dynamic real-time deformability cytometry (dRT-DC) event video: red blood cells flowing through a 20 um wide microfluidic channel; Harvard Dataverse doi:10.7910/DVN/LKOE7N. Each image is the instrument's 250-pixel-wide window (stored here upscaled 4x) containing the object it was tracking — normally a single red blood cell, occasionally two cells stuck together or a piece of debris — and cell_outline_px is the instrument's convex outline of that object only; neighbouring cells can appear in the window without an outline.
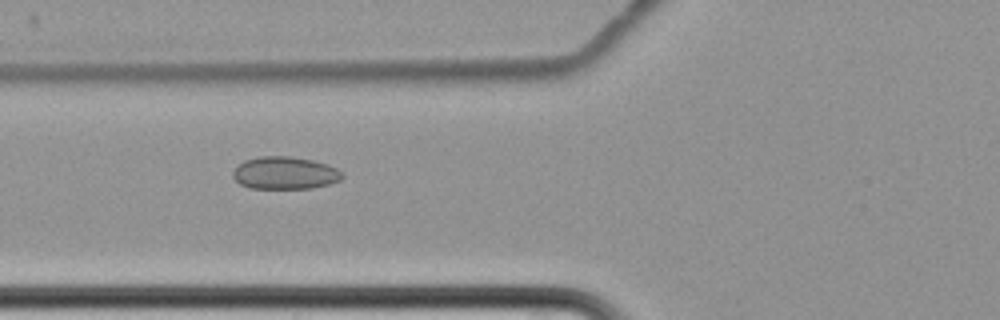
{"species": "common noctule bat (a hibernating species)", "species_latin": "Nyctalus noctula", "temperature_condition": "cold", "stored_images_in_passage": 7, "camera_frame_rate_fps": 3000, "um_per_image_px": 0.085, "animal": {"sex": "female", "body_mass_g": 22.7, "forearm_length_mm": 54.2}, "frame": {"image": 1, "passage_image": 6, "time_ms": 6.333, "image_size_px": [1000, 320], "cell_outline_px": [[344, 176], [340, 180], [328, 184], [312, 188], [248, 188], [240, 184], [232, 176], [232, 172], [244, 160], [260, 156], [288, 156], [312, 160], [328, 164], [344, 172]], "centroid_in_image_um": [24.23, 14.7], "position_along_channel_um": 101.6, "area_um2": 20.75}}
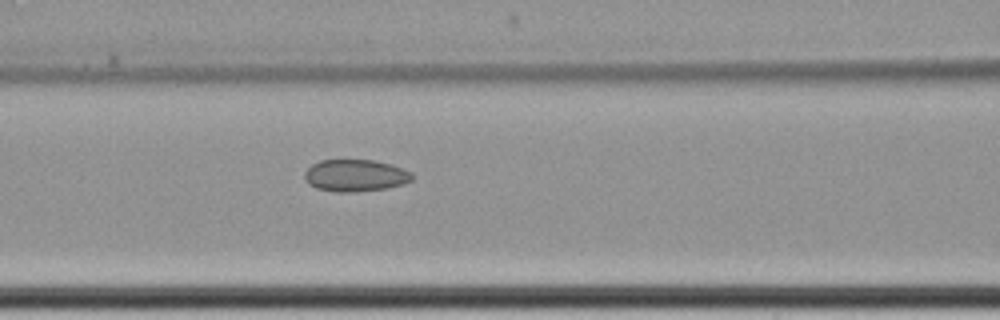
{"frame": {"image": 2, "passage_image": 7, "time_ms": 7.333, "image_size_px": [1000, 320], "cell_outline_px": [[412, 180], [404, 184], [388, 188], [352, 192], [336, 192], [316, 188], [308, 184], [304, 176], [304, 172], [312, 164], [320, 160], [372, 160], [392, 164], [412, 172]], "centroid_in_image_um": [30.21, 14.92], "position_along_channel_um": 136.4, "area_um2": 20.17}}